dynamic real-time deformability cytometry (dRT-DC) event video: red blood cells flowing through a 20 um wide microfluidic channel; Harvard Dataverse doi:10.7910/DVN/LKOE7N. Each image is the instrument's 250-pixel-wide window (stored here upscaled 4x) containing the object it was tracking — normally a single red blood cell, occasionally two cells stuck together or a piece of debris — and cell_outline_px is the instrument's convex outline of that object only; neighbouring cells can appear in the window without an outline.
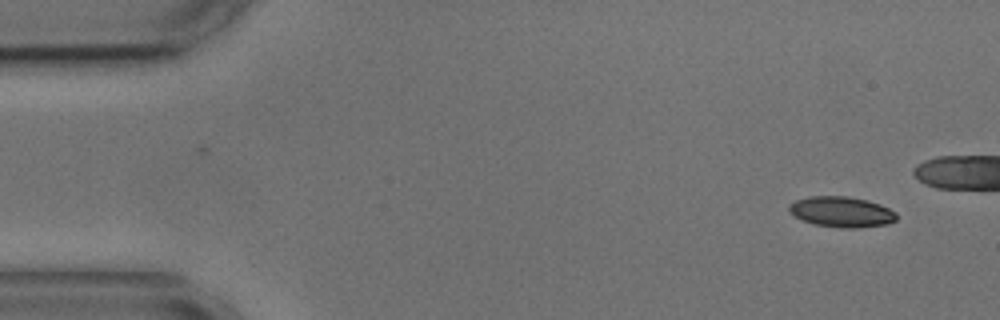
{"species": "common noctule bat (a hibernating species)", "species_latin": "Nyctalus noctula", "temperature_condition": "cold", "stored_images_in_passage": 5, "camera_frame_rate_fps": 3000, "um_per_image_px": 0.085, "animal": {"sex": "male", "body_mass_g": 17.9, "forearm_length_mm": 54.2}, "frame": {"image": 1, "passage_image": 1, "time_ms": 0.0, "image_size_px": [1000, 320], "cell_outline_px": [[896, 220], [888, 224], [860, 228], [840, 228], [816, 224], [800, 220], [788, 212], [788, 204], [796, 200], [808, 196], [848, 196], [868, 200], [880, 204], [896, 212]], "centroid_in_image_um": [71.51, 18.01], "position_along_channel_um": 13.5, "area_um2": 19.42}}